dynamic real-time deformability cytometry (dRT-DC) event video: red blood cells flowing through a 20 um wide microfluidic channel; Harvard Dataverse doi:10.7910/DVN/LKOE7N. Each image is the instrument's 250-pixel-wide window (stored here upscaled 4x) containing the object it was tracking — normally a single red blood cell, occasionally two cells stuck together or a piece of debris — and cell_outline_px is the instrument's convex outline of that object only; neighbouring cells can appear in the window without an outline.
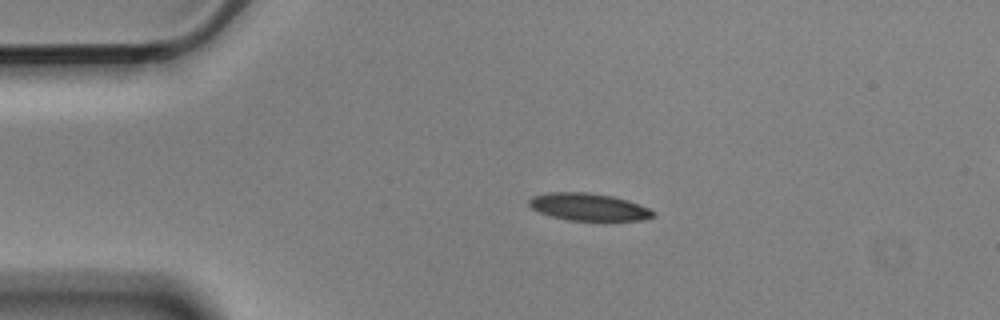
{"species": "Egyptian fruit bat (a non-hibernating species)", "species_latin": "Rousettus aegyptiacus", "temperature_condition": "cold", "stored_images_in_passage": 5, "segment_of_instrument_passage": [1, 2], "camera_frame_rate_fps": 3000, "um_per_image_px": 0.085, "animal": {"sex": "male"}, "frame": {"image": 1, "passage_image": 3, "time_ms": 0.667, "image_size_px": [1000, 320], "cell_outline_px": [[656, 216], [640, 220], [568, 220], [552, 216], [540, 212], [532, 208], [528, 204], [528, 200], [532, 196], [552, 192], [584, 192], [612, 196], [628, 200], [648, 208], [656, 212]], "centroid_in_image_um": [50.03, 17.59], "position_along_channel_um": 35.0, "area_um2": 19.59}}